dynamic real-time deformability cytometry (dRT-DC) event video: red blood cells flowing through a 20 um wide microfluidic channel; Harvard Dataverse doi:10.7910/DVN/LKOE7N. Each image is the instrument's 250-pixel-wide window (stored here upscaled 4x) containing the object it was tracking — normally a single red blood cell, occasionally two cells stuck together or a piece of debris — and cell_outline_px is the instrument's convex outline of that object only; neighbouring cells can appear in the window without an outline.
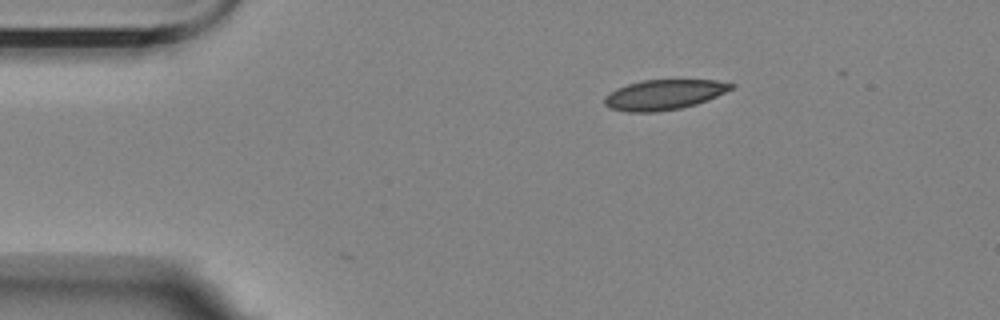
{"species": "Egyptian fruit bat (a non-hibernating species)", "species_latin": "Rousettus aegyptiacus", "temperature_condition": "room temperature", "stored_images_in_passage": 43, "camera_frame_rate_fps": 3000, "um_per_image_px": 0.085, "animal": {"sex": "female"}, "frame": {"image": 1, "passage_image": 1, "time_ms": 0.0, "image_size_px": [1000, 320], "cell_outline_px": [[736, 88], [696, 104], [680, 108], [656, 112], [628, 112], [608, 108], [604, 104], [604, 96], [616, 88], [640, 80], [716, 80], [736, 84]], "centroid_in_image_um": [56.43, 8.04], "position_along_channel_um": 28.6, "area_um2": 22.37}}
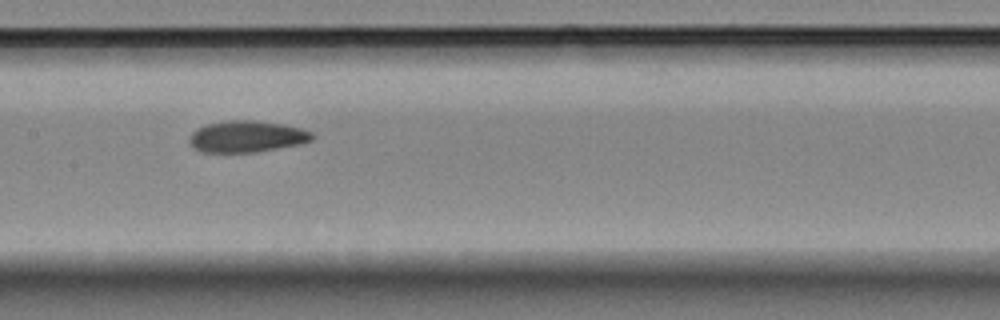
{"frame": {"image": 2, "passage_image": 19, "time_ms": 6.0, "image_size_px": [1000, 320], "cell_outline_px": [[316, 136], [312, 140], [300, 144], [256, 152], [200, 152], [192, 148], [188, 144], [188, 140], [192, 132], [196, 128], [208, 124], [228, 120], [252, 120], [284, 124], [300, 128], [312, 132]], "centroid_in_image_um": [20.95, 11.61], "position_along_channel_um": 186.4, "area_um2": 22.77}}
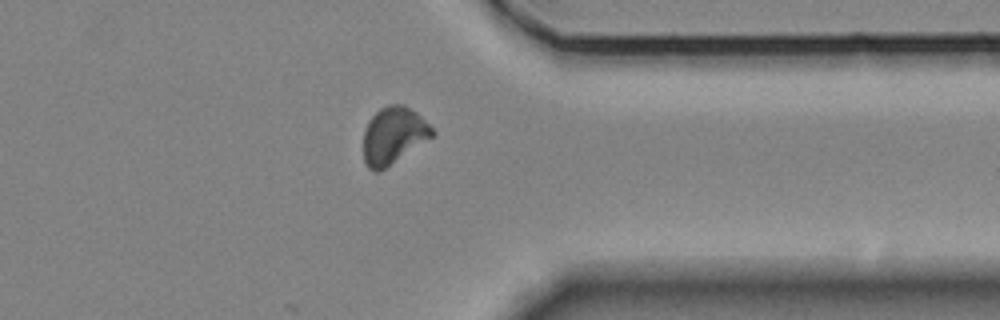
{"frame": {"image": 3, "passage_image": 36, "time_ms": 11.667, "image_size_px": [1000, 320], "cell_outline_px": [[436, 132], [432, 136], [384, 168], [376, 172], [372, 172], [368, 168], [364, 160], [364, 128], [368, 120], [380, 108], [388, 104], [404, 104], [416, 112]], "centroid_in_image_um": [33.41, 11.48], "position_along_channel_um": 378.0, "area_um2": 22.43}, "authors_computed_cell_mechanics": {"area_um2": 22.6576, "velocity_mm_per_s": 3.489, "shape_relaxation_time_tau1_ms": 7.3845, "shape_relaxation_time_tau2_ms": 4.0732, "deformation_change_tau1": 0.1398, "deformation_change_tau2": 0.0851}}